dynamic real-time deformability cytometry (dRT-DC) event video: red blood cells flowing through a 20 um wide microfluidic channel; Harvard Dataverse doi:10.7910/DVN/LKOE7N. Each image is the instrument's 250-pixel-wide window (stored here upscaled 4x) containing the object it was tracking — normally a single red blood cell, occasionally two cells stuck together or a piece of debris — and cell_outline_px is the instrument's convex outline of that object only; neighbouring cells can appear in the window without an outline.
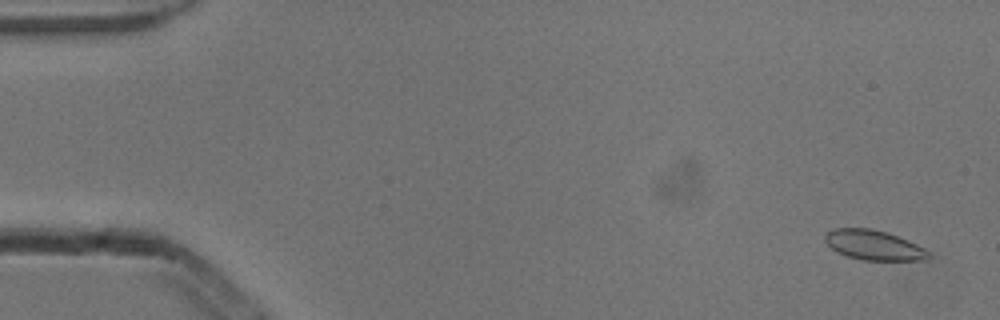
{"species": "common noctule bat (a hibernating species)", "species_latin": "Nyctalus noctula", "temperature_condition": "cold", "stored_images_in_passage": 54, "camera_frame_rate_fps": 3000, "um_per_image_px": 0.085, "animal": {"sex": "male", "body_mass_g": 13.3}, "frame": {"image": 1, "passage_image": 3, "time_ms": 0.667, "image_size_px": [1000, 320], "cell_outline_px": [[932, 256], [928, 260], [860, 260], [836, 252], [824, 240], [824, 236], [832, 228], [872, 228], [888, 232], [908, 240], [932, 252]], "centroid_in_image_um": [74.31, 20.83], "position_along_channel_um": 10.7, "area_um2": 18.26}}
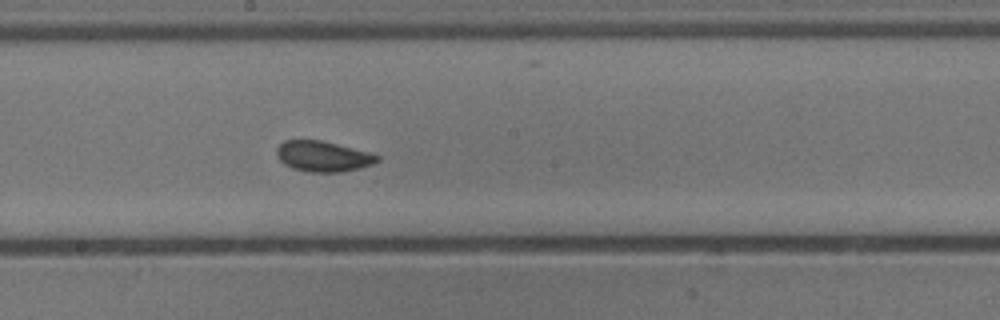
{"frame": {"image": 2, "passage_image": 30, "time_ms": 9.667, "image_size_px": [1000, 320], "cell_outline_px": [[380, 160], [372, 164], [360, 168], [340, 172], [308, 172], [292, 168], [284, 164], [276, 156], [276, 148], [284, 140], [320, 140], [368, 152], [380, 156]], "centroid_in_image_um": [27.43, 13.29], "position_along_channel_um": 220.8, "area_um2": 17.86}}
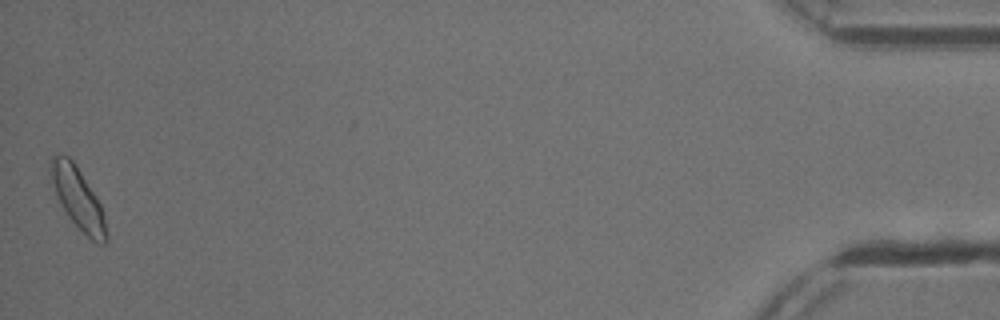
{"frame": {"image": 3, "passage_image": 54, "time_ms": 17.667, "image_size_px": [1000, 320], "cell_outline_px": [[108, 240], [104, 244], [96, 244], [68, 216], [60, 204], [48, 168], [48, 164], [52, 156], [68, 156], [76, 164], [96, 196], [100, 204], [104, 216], [108, 236]], "centroid_in_image_um": [6.63, 16.86], "position_along_channel_um": 428.6, "area_um2": 19.59}, "authors_computed_cell_mechanics": {"area_um2": 18.0914, "velocity_mm_per_s": 3.8288, "shape_relaxation_time_tau1_ms": 1.9953, "shape_relaxation_time_tau2_ms": null, "deformation_change_tau1": 0.0623, "deformation_change_tau2": null}}